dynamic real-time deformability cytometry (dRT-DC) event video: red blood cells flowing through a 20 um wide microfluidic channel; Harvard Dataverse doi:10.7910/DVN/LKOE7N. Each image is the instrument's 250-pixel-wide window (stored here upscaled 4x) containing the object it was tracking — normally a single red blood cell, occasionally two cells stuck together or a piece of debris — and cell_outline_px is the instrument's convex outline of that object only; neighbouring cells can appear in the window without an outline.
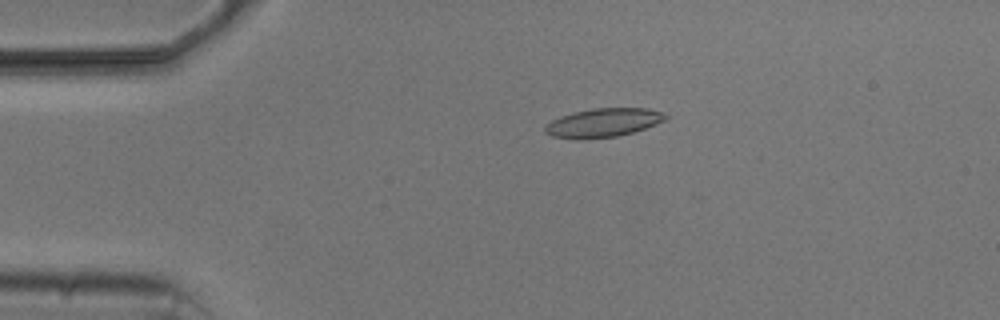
{"species": "common noctule bat (a hibernating species)", "species_latin": "Nyctalus noctula", "temperature_condition": "cold", "stored_images_in_passage": 5, "camera_frame_rate_fps": 3000, "um_per_image_px": 0.085, "animal": {"sex": "male", "body_mass_g": 20.5, "forearm_length_mm": 52.5}, "frame": {"image": 1, "passage_image": 3, "time_ms": 2.333, "image_size_px": [1000, 320], "cell_outline_px": [[668, 116], [664, 120], [656, 124], [632, 132], [616, 136], [580, 140], [552, 136], [544, 132], [544, 128], [552, 120], [560, 116], [592, 108], [648, 108], [664, 112]], "centroid_in_image_um": [51.27, 10.43], "position_along_channel_um": 33.7, "area_um2": 20.11}}